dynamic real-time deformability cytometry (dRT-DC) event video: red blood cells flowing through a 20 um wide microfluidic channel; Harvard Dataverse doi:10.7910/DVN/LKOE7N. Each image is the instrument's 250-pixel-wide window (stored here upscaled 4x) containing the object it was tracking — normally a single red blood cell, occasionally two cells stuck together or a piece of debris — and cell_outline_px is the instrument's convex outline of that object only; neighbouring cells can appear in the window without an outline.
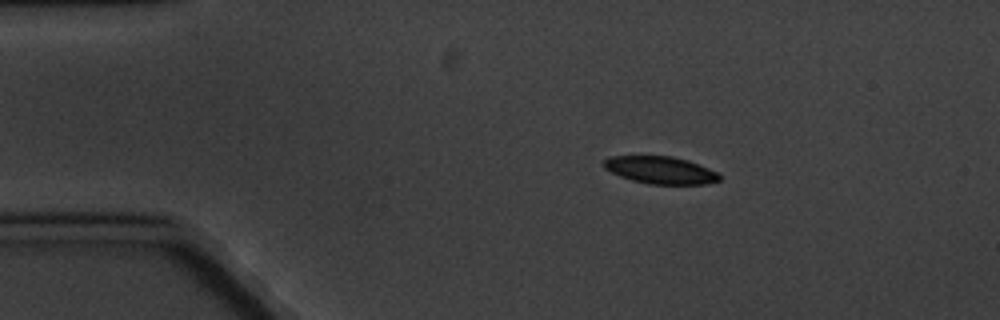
{"species": "common noctule bat (a hibernating species)", "species_latin": "Nyctalus noctula", "temperature_condition": "cold", "stored_images_in_passage": 3, "camera_frame_rate_fps": 3000, "um_per_image_px": 0.085, "animal": {"sex": "male", "body_mass_g": 20.1, "forearm_length_mm": 53.5}, "frame": {"image": 1, "passage_image": 1, "time_ms": 0.0, "image_size_px": [1000, 320], "cell_outline_px": [[720, 180], [708, 184], [648, 184], [632, 180], [620, 176], [604, 168], [604, 160], [608, 156], [672, 156], [688, 160], [708, 168], [716, 172], [720, 176]], "centroid_in_image_um": [56.14, 14.46], "position_along_channel_um": 28.9, "area_um2": 18.38}}